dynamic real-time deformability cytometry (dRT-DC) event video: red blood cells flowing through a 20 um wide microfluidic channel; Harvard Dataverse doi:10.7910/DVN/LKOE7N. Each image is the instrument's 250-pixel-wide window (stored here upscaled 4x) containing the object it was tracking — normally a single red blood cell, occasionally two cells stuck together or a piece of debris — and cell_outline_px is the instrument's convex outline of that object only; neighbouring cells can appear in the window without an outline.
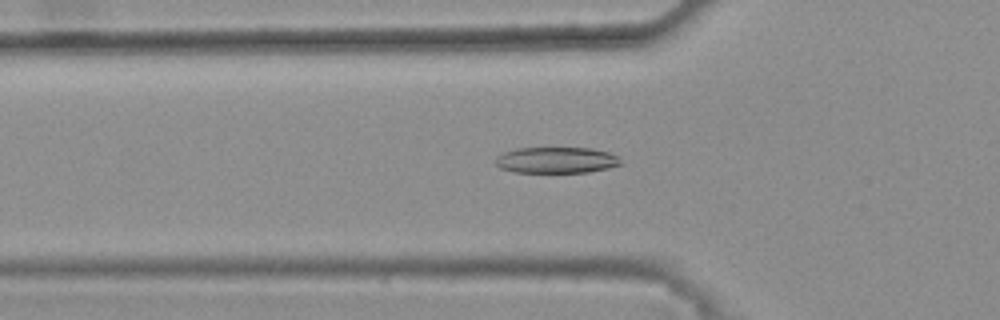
{"species": "common noctule bat (a hibernating species)", "species_latin": "Nyctalus noctula", "temperature_condition": "warm", "stored_images_in_passage": 37, "camera_frame_rate_fps": 3000, "um_per_image_px": 0.085, "animal": {"sex": "female", "body_mass_g": 25.1}, "frame": {"image": 1, "passage_image": 9, "time_ms": 2.667, "image_size_px": [1000, 320], "cell_outline_px": [[624, 164], [608, 168], [588, 172], [512, 172], [500, 168], [496, 164], [496, 156], [504, 152], [516, 148], [592, 148], [608, 152], [616, 156]], "centroid_in_image_um": [47.28, 13.61], "position_along_channel_um": 78.5, "area_um2": 19.07}}
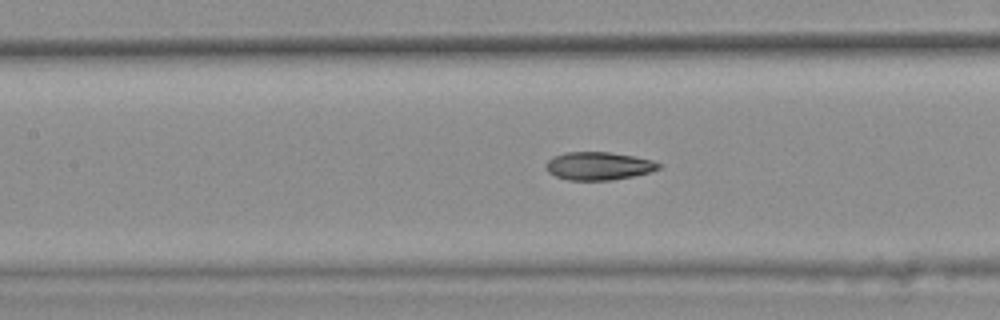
{"frame": {"image": 2, "passage_image": 15, "time_ms": 4.667, "image_size_px": [1000, 320], "cell_outline_px": [[664, 164], [660, 168], [648, 172], [632, 176], [612, 180], [568, 180], [556, 176], [548, 172], [544, 168], [544, 164], [552, 156], [564, 152], [608, 152], [632, 156], [652, 160]], "centroid_in_image_um": [50.84, 14.1], "position_along_channel_um": 156.6, "area_um2": 18.5}}
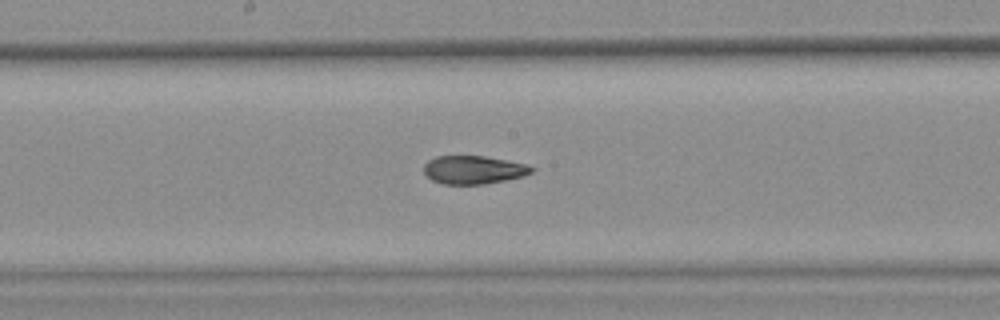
{"frame": {"image": 3, "passage_image": 19, "time_ms": 6.0, "image_size_px": [1000, 320], "cell_outline_px": [[536, 168], [532, 172], [524, 176], [484, 184], [444, 184], [432, 180], [424, 172], [424, 164], [428, 160], [436, 156], [484, 156], [528, 164]], "centroid_in_image_um": [40.27, 14.43], "position_along_channel_um": 207.9, "area_um2": 17.74}, "authors_computed_cell_mechanics": {"area_um2": 18.6694, "velocity_mm_per_s": 3.8759, "shape_relaxation_time_tau1_ms": null, "shape_relaxation_time_tau2_ms": 2.2475, "deformation_change_tau1": null, "deformation_change_tau2": 0.0965}}